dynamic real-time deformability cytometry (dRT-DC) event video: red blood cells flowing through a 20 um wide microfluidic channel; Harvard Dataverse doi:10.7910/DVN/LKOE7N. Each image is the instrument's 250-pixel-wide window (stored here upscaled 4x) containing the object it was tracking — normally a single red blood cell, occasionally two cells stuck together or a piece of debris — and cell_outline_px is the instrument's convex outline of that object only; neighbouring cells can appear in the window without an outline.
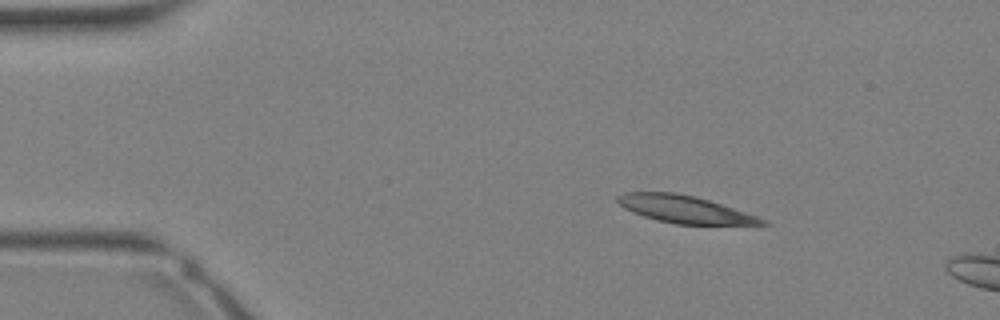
{"species": "Egyptian fruit bat (a non-hibernating species)", "species_latin": "Rousettus aegyptiacus", "temperature_condition": "warm", "stored_images_in_passage": 4, "camera_frame_rate_fps": 3000, "um_per_image_px": 0.085, "animal": {"sex": "female"}, "frame": {"image": 1, "passage_image": 1, "time_ms": 0.0, "image_size_px": [1000, 320], "cell_outline_px": [[768, 224], [676, 224], [656, 220], [632, 212], [624, 208], [616, 200], [616, 196], [624, 192], [676, 192], [696, 196], [768, 220]], "centroid_in_image_um": [58.13, 17.78], "position_along_channel_um": 26.9, "area_um2": 22.77}}